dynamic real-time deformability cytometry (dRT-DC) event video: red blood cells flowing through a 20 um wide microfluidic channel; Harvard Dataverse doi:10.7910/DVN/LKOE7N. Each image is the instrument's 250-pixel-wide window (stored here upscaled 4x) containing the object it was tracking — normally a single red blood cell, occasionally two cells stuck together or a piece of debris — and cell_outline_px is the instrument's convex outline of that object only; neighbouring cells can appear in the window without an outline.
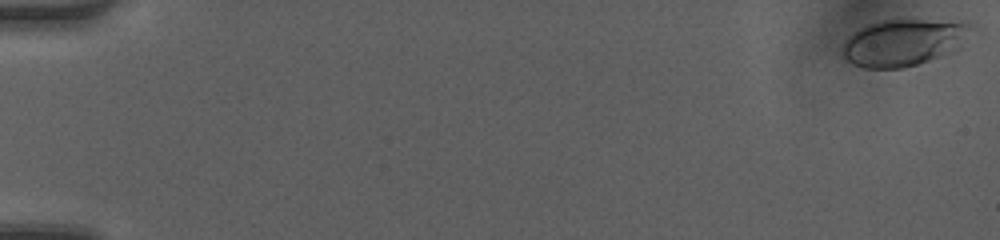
{"species": "human", "species_latin": "Homo sapiens", "temperature_condition": "room temperature", "stored_images_in_passage": 12, "camera_frame_rate_fps": 3000, "um_per_image_px": 0.085, "donor": {"sex": "female"}, "frame": {"image": 1, "passage_image": 1, "time_ms": 0.0, "image_size_px": [1000, 240], "cell_outline_px": [[968, 24], [936, 56], [928, 60], [904, 68], [864, 68], [852, 64], [840, 52], [848, 36], [860, 28], [868, 24], [880, 20], [924, 20]], "centroid_in_image_um": [76.38, 3.63], "position_along_channel_um": 8.6, "area_um2": 32.02}}